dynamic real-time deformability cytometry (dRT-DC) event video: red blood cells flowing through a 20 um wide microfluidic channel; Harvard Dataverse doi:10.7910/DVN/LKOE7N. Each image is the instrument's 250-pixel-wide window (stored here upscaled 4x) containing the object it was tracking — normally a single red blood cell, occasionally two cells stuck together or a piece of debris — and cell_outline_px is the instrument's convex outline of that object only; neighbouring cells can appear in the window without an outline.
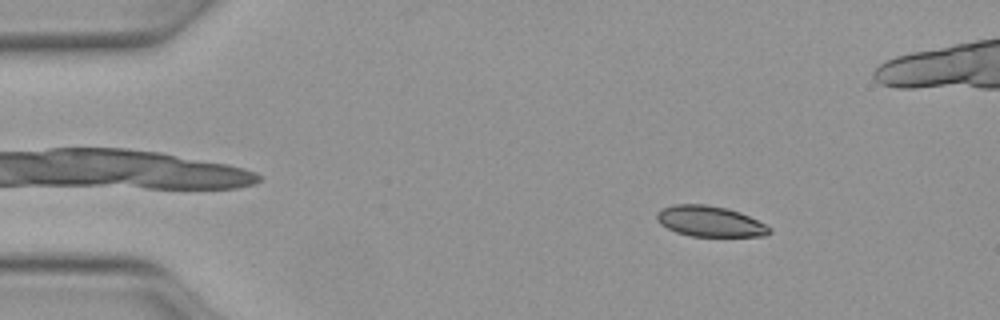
{"species": "Egyptian fruit bat (a non-hibernating species)", "species_latin": "Rousettus aegyptiacus", "temperature_condition": "warm", "stored_images_in_passage": 12, "camera_frame_rate_fps": 3000, "um_per_image_px": 0.085, "animal": {"sex": "female"}, "frame": {"image": 1, "passage_image": 7, "time_ms": 2.0, "image_size_px": [1000, 320], "cell_outline_px": [[772, 232], [764, 236], [688, 236], [676, 232], [660, 224], [656, 220], [656, 212], [660, 208], [676, 204], [704, 204], [724, 208], [740, 212], [772, 228]], "centroid_in_image_um": [60.3, 18.82], "position_along_channel_um": 24.7, "area_um2": 20.11}}